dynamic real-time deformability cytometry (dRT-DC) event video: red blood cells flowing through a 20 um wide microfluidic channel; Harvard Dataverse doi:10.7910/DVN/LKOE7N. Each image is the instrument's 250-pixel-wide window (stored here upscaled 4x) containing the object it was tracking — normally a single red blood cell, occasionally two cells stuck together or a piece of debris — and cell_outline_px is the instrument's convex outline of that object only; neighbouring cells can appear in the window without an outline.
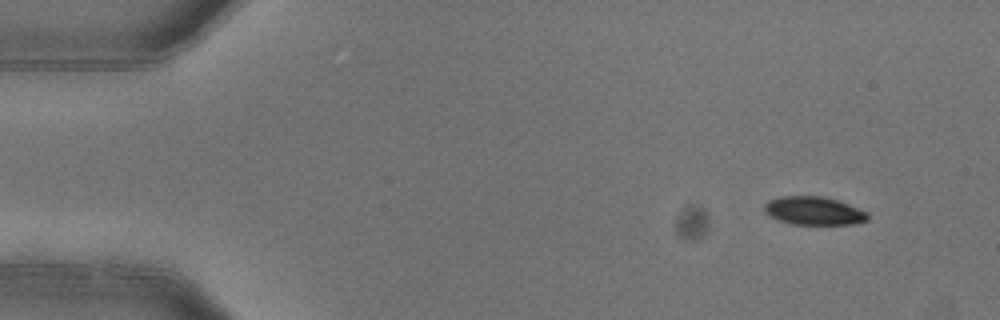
{"species": "common noctule bat (a hibernating species)", "species_latin": "Nyctalus noctula", "temperature_condition": "warm", "stored_images_in_passage": 4, "camera_frame_rate_fps": 3000, "um_per_image_px": 0.085, "animal": {"sex": "female"}, "frame": {"image": 1, "passage_image": 1, "time_ms": 0.0, "image_size_px": [1000, 320], "cell_outline_px": [[868, 220], [852, 224], [792, 224], [768, 216], [764, 212], [764, 204], [768, 200], [780, 196], [820, 196], [836, 200], [848, 204], [868, 212]], "centroid_in_image_um": [69.14, 17.91], "position_along_channel_um": 15.9, "area_um2": 16.99}}
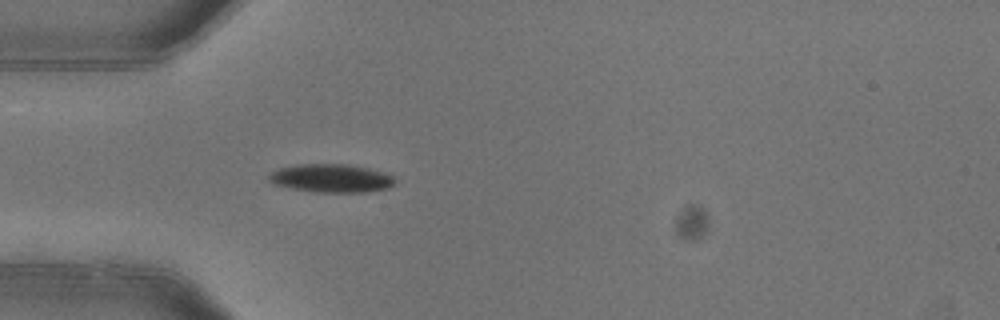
{"frame": {"image": 2, "passage_image": 4, "time_ms": 1.0, "image_size_px": [1000, 320], "cell_outline_px": [[396, 184], [388, 188], [368, 192], [316, 192], [292, 188], [276, 184], [268, 180], [268, 176], [272, 172], [280, 168], [296, 164], [348, 164], [368, 168], [384, 172], [392, 176], [396, 180]], "centroid_in_image_um": [28.2, 15.15], "position_along_channel_um": 56.8, "area_um2": 20.81}}